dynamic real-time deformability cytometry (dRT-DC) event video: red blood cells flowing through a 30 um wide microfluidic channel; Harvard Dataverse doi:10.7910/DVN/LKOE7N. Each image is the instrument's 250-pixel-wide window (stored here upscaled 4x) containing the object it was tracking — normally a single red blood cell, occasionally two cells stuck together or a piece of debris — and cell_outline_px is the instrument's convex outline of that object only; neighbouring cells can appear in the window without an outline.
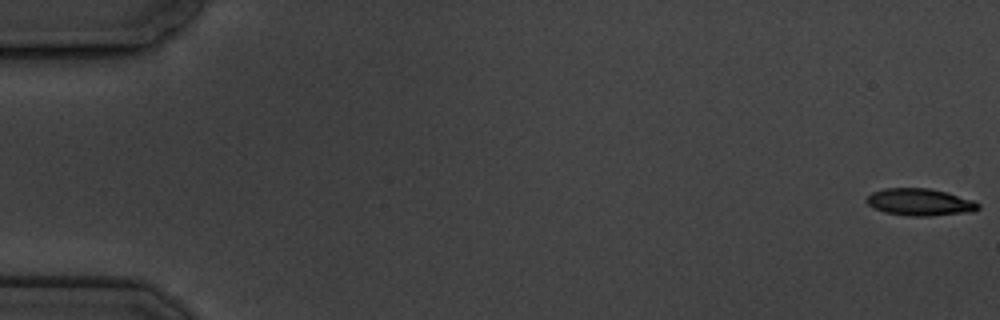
{"species": "common noctule bat (a hibernating species)", "species_latin": "Nyctalus noctula", "temperature_condition": "cold", "stored_images_in_passage": 6, "camera_frame_rate_fps": 3000, "um_per_image_px": 0.085, "animal": {"sex": "male", "body_mass_g": 19.5, "forearm_length_mm": 54.6}, "frame": {"image": 1, "passage_image": 1, "time_ms": 0.0, "image_size_px": [1000, 320], "cell_outline_px": [[980, 208], [976, 212], [932, 216], [908, 216], [884, 212], [872, 208], [864, 200], [872, 192], [884, 188], [928, 188], [948, 192], [972, 200], [980, 204]], "centroid_in_image_um": [78.2, 17.19], "position_along_channel_um": 6.8, "area_um2": 17.98}}
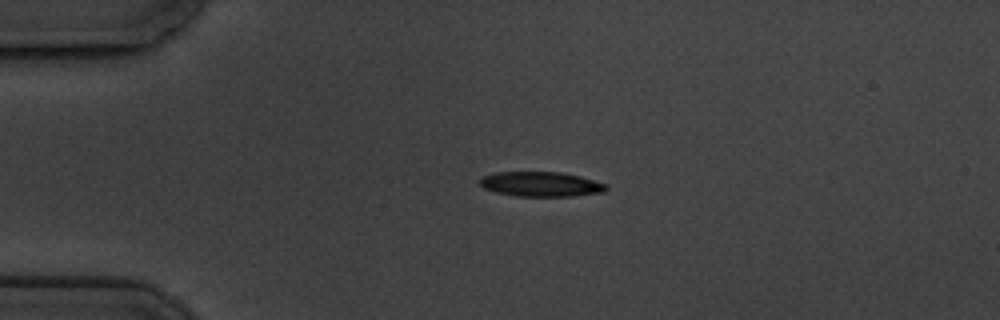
{"frame": {"image": 2, "passage_image": 5, "time_ms": 4.333, "image_size_px": [1000, 320], "cell_outline_px": [[608, 188], [604, 192], [572, 196], [516, 196], [496, 192], [484, 188], [480, 184], [480, 176], [496, 172], [560, 172], [580, 176], [608, 184]], "centroid_in_image_um": [45.99, 15.65], "position_along_channel_um": 39.0, "area_um2": 18.32}}